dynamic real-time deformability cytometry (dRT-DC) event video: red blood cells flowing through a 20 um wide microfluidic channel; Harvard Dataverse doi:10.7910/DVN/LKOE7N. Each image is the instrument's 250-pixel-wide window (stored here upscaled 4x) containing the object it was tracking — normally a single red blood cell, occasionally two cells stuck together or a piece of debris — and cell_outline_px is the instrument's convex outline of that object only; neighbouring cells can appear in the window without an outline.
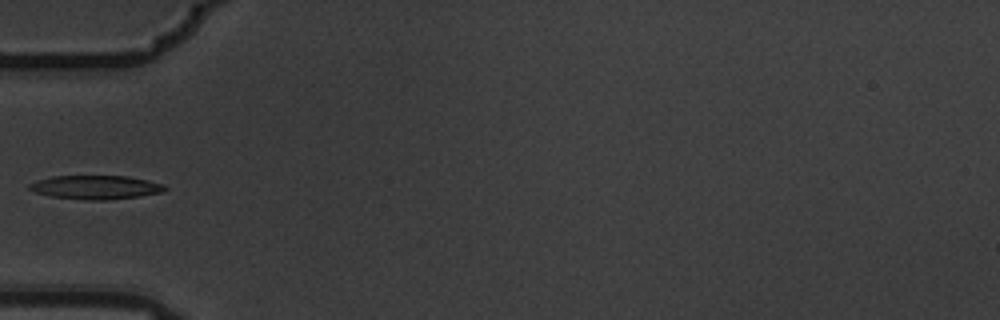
{"species": "common noctule bat (a hibernating species)", "species_latin": "Nyctalus noctula", "temperature_condition": "warm", "stored_images_in_passage": 7, "camera_frame_rate_fps": 3000, "um_per_image_px": 0.085, "animal": {"sex": "male", "body_mass_g": 19.5, "forearm_length_mm": 54.6}, "frame": {"image": 1, "passage_image": 6, "time_ms": 1.667, "image_size_px": [1000, 320], "cell_outline_px": [[168, 188], [164, 192], [140, 196], [108, 200], [88, 200], [52, 196], [36, 192], [28, 188], [28, 184], [36, 180], [52, 176], [128, 176], [148, 180], [164, 184]], "centroid_in_image_um": [8.17, 15.91], "position_along_channel_um": 76.8, "area_um2": 18.84}}
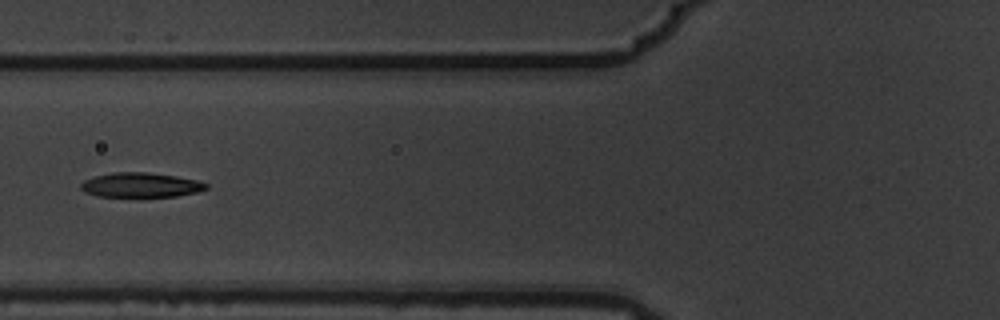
{"frame": {"image": 2, "passage_image": 7, "time_ms": 2.0, "image_size_px": [1000, 320], "cell_outline_px": [[208, 188], [196, 192], [176, 196], [96, 196], [84, 192], [80, 188], [80, 184], [84, 180], [96, 176], [112, 172], [144, 172], [176, 176], [200, 180], [208, 184]], "centroid_in_image_um": [11.96, 15.72], "position_along_channel_um": 113.8, "area_um2": 17.92}}